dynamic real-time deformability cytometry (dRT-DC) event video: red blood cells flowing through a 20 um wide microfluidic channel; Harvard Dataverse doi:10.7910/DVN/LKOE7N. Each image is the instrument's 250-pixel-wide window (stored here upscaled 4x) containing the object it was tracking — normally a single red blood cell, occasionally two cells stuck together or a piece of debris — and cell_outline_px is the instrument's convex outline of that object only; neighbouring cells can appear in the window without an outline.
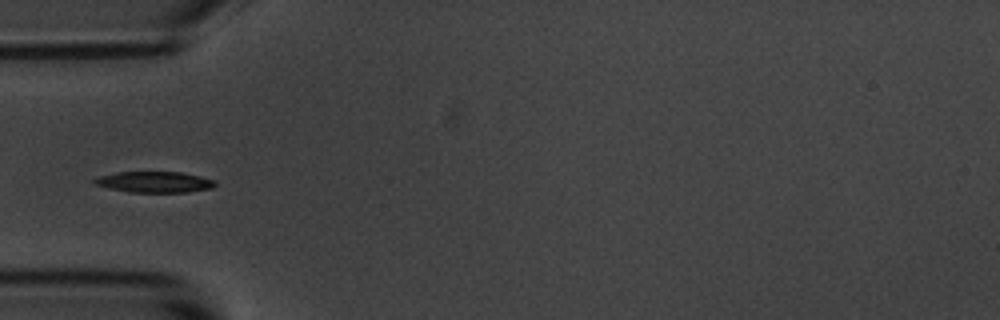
{"species": "common noctule bat (a hibernating species)", "species_latin": "Nyctalus noctula", "temperature_condition": "room temperature", "stored_images_in_passage": 5, "camera_frame_rate_fps": 3000, "um_per_image_px": 0.085, "animal": {"sex": "male", "body_mass_g": 20.1, "forearm_length_mm": 53.5}, "frame": {"image": 1, "passage_image": 5, "time_ms": 1.333, "image_size_px": [1000, 320], "cell_outline_px": [[216, 184], [212, 188], [188, 192], [128, 192], [92, 184], [92, 180], [100, 176], [116, 172], [180, 172], [200, 176], [216, 180]], "centroid_in_image_um": [13.13, 15.47], "position_along_channel_um": 71.9, "area_um2": 14.8}}